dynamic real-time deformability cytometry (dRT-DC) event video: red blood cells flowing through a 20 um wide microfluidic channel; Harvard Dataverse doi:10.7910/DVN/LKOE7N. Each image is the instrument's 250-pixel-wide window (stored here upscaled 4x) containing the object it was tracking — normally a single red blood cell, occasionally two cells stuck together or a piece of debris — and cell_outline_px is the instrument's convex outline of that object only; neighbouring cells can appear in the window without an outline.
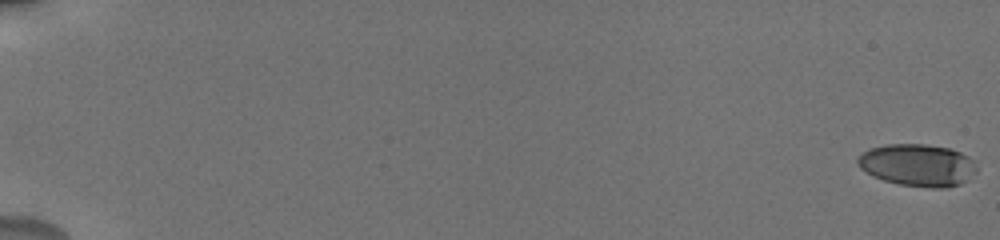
{"species": "human", "species_latin": "Homo sapiens", "temperature_condition": "cold", "stored_images_in_passage": 29, "camera_frame_rate_fps": 3000, "um_per_image_px": 0.085, "donor": {"sex": "male"}, "frame": {"image": 1, "passage_image": 1, "time_ms": 0.0, "image_size_px": [1000, 240], "cell_outline_px": [[976, 172], [968, 180], [960, 184], [944, 188], [928, 188], [900, 184], [884, 180], [872, 176], [860, 168], [856, 160], [868, 148], [888, 144], [924, 144], [948, 148], [960, 152], [976, 160]], "centroid_in_image_um": [78.02, 14.04], "position_along_channel_um": 7.0, "area_um2": 29.42}}
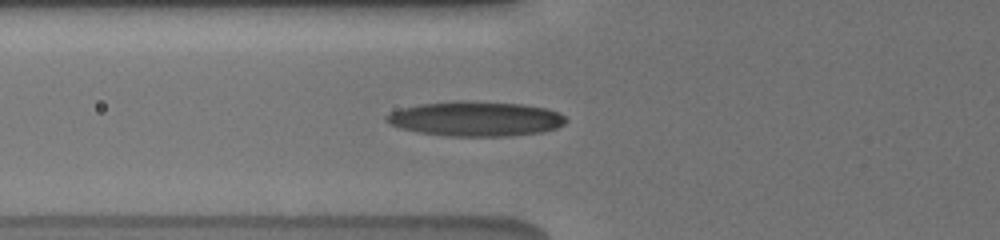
{"frame": {"image": 2, "passage_image": 12, "time_ms": 7.667, "image_size_px": [1000, 240], "cell_outline_px": [[568, 120], [564, 124], [556, 128], [544, 132], [508, 136], [448, 136], [416, 132], [400, 128], [388, 124], [384, 120], [384, 116], [388, 112], [400, 108], [420, 104], [456, 100], [468, 100], [524, 104], [548, 108], [560, 112]], "centroid_in_image_um": [40.41, 10.09], "position_along_channel_um": 85.4, "area_um2": 37.11}}
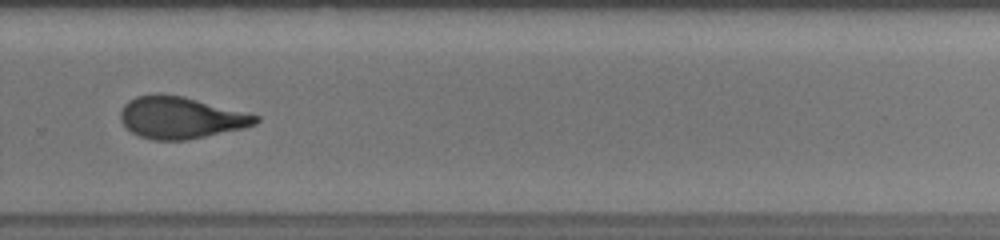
{"frame": {"image": 3, "passage_image": 23, "time_ms": 13.667, "image_size_px": [1000, 240], "cell_outline_px": [[260, 120], [256, 124], [244, 128], [184, 140], [152, 140], [140, 136], [132, 132], [120, 120], [120, 112], [124, 104], [128, 100], [136, 96], [156, 92], [160, 92], [184, 96], [260, 116]], "centroid_in_image_um": [15.33, 9.97], "position_along_channel_um": 314.5, "area_um2": 33.06}, "authors_computed_cell_mechanics": {"area_um2": 33.0038, "velocity_mm_per_s": 3.8232, "shape_relaxation_time_tau1_ms": 5.395, "shape_relaxation_time_tau2_ms": 2.4298, "deformation_change_tau1": 0.1929, "deformation_change_tau2": 0.11}}